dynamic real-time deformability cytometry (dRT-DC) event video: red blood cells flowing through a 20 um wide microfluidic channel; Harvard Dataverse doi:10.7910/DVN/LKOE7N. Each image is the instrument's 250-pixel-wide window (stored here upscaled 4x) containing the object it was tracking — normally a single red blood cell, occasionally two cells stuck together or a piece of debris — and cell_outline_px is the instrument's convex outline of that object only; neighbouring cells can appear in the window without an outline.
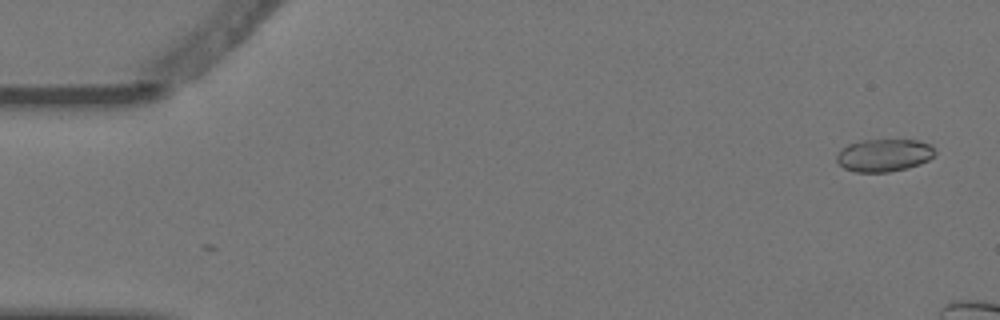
{"species": "Egyptian fruit bat (a non-hibernating species)", "species_latin": "Rousettus aegyptiacus", "temperature_condition": "warm", "stored_images_in_passage": 4, "camera_frame_rate_fps": 3000, "um_per_image_px": 0.085, "animal": {"sex": "female"}, "frame": {"image": 1, "passage_image": 1, "time_ms": 0.0, "image_size_px": [1000, 320], "cell_outline_px": [[936, 152], [928, 160], [920, 164], [908, 168], [888, 172], [856, 172], [844, 168], [836, 160], [836, 156], [840, 148], [848, 144], [864, 140], [920, 140], [932, 144]], "centroid_in_image_um": [75.15, 13.19], "position_along_channel_um": 9.9, "area_um2": 18.84}}